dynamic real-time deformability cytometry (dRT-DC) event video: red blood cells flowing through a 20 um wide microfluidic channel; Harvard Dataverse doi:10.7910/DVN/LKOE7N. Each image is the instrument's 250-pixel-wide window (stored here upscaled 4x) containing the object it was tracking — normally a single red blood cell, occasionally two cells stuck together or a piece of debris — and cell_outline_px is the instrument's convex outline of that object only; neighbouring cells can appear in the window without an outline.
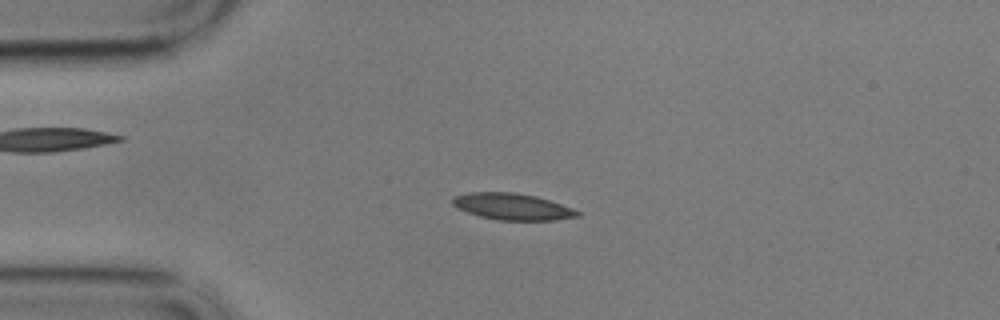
{"species": "common noctule bat (a hibernating species)", "species_latin": "Nyctalus noctula", "temperature_condition": "cold", "stored_images_in_passage": 58, "camera_frame_rate_fps": 3000, "um_per_image_px": 0.085, "animal": {"sex": "male", "body_mass_g": 17.9}, "frame": {"image": 1, "passage_image": 13, "time_ms": 4.0, "image_size_px": [1000, 320], "cell_outline_px": [[580, 216], [556, 220], [496, 220], [480, 216], [456, 208], [452, 204], [452, 200], [456, 196], [468, 192], [516, 192], [536, 196], [572, 208], [580, 212]], "centroid_in_image_um": [43.54, 17.56], "position_along_channel_um": 41.5, "area_um2": 19.25}}
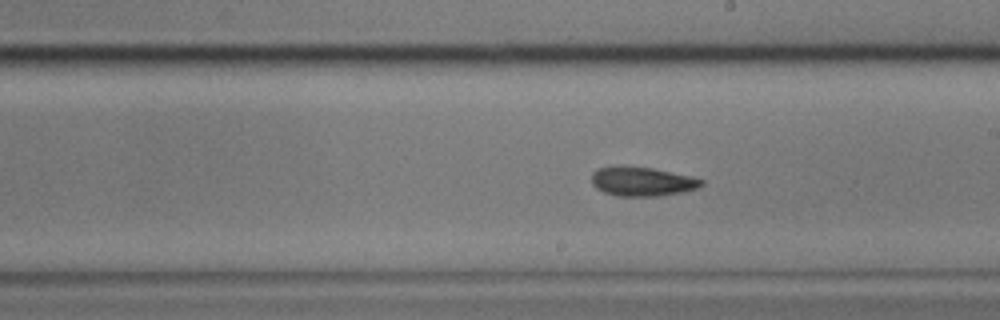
{"frame": {"image": 2, "passage_image": 32, "time_ms": 10.333, "image_size_px": [1000, 320], "cell_outline_px": [[704, 184], [700, 188], [684, 192], [660, 196], [616, 196], [604, 192], [596, 188], [592, 184], [592, 172], [596, 168], [652, 168], [692, 176], [704, 180]], "centroid_in_image_um": [54.65, 15.46], "position_along_channel_um": 234.3, "area_um2": 18.44}}
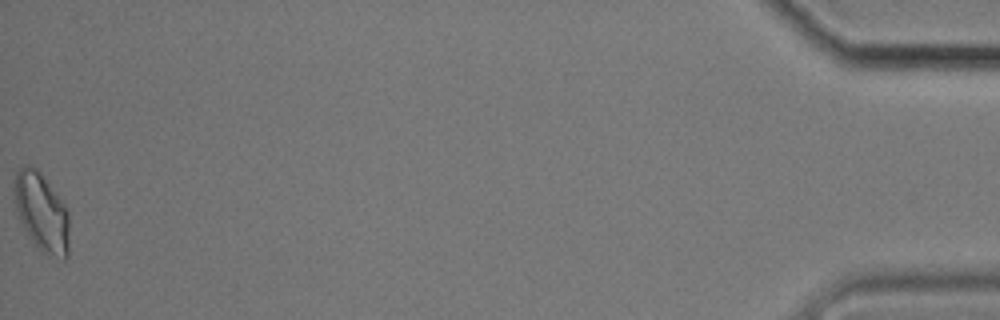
{"frame": {"image": 3, "passage_image": 58, "time_ms": 19.0, "image_size_px": [1000, 320], "cell_outline_px": [[68, 256], [64, 260], [60, 260], [44, 252], [32, 240], [24, 228], [16, 212], [12, 192], [16, 172], [24, 164], [28, 164], [36, 168], [40, 172], [64, 204], [68, 212]], "centroid_in_image_um": [3.51, 18.01], "position_along_channel_um": 431.7, "area_um2": 25.14}, "authors_computed_cell_mechanics": {"area_um2": 18.8717, "velocity_mm_per_s": 3.4063, "shape_relaxation_time_tau1_ms": 8.2779, "shape_relaxation_time_tau2_ms": 3.5747, "deformation_change_tau1": 0.1419, "deformation_change_tau2": 0.0995}}